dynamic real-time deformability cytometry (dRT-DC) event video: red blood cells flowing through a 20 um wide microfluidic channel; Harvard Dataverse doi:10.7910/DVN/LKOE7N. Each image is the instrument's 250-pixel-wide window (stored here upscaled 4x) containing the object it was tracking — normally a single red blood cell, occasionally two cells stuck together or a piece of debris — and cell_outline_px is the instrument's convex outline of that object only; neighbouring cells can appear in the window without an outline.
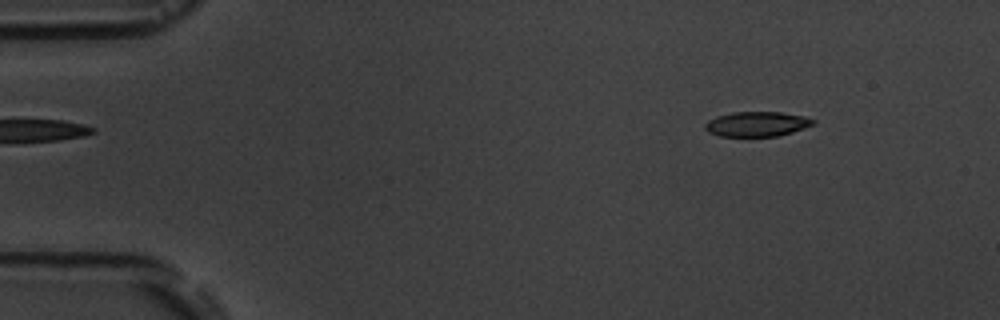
{"species": "common noctule bat (a hibernating species)", "species_latin": "Nyctalus noctula", "temperature_condition": "room temperature", "stored_images_in_passage": 5, "camera_frame_rate_fps": 3000, "um_per_image_px": 0.085, "animal": {"sex": "male", "body_mass_g": 19.5, "forearm_length_mm": 54.6}, "frame": {"image": 1, "passage_image": 2, "time_ms": 1.333, "image_size_px": [1000, 320], "cell_outline_px": [[816, 124], [792, 132], [776, 136], [720, 136], [708, 132], [704, 128], [704, 124], [708, 120], [716, 116], [732, 112], [780, 112], [804, 116], [816, 120]], "centroid_in_image_um": [64.33, 10.54], "position_along_channel_um": 20.7, "area_um2": 15.72}}
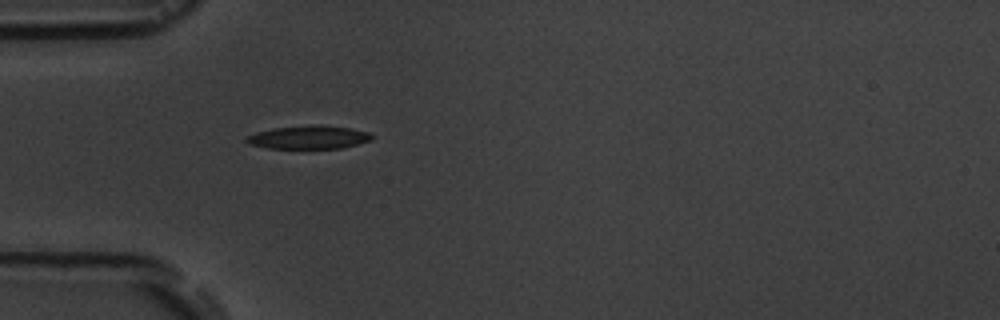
{"frame": {"image": 2, "passage_image": 5, "time_ms": 4.667, "image_size_px": [1000, 320], "cell_outline_px": [[372, 140], [344, 148], [268, 148], [248, 144], [244, 140], [248, 136], [256, 132], [276, 128], [308, 124], [312, 124], [348, 128], [368, 132], [372, 136]], "centroid_in_image_um": [26.23, 11.67], "position_along_channel_um": 58.8, "area_um2": 16.94}}